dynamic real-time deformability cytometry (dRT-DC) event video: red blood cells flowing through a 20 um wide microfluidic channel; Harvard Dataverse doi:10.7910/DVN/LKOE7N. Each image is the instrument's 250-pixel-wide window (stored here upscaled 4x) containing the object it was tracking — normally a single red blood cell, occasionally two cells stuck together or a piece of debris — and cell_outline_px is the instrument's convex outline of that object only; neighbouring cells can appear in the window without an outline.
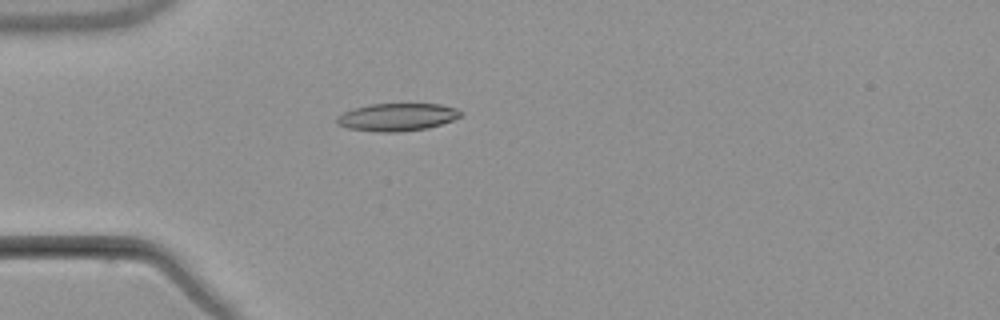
{"species": "common noctule bat (a hibernating species)", "species_latin": "Nyctalus noctula", "temperature_condition": "warm", "stored_images_in_passage": 2, "camera_frame_rate_fps": 3000, "um_per_image_px": 0.085, "animal": {"sex": "male", "body_mass_g": 21.5, "forearm_length_mm": 52.0}, "frame": {"image": 1, "passage_image": 2, "time_ms": 1.333, "image_size_px": [1000, 320], "cell_outline_px": [[464, 112], [460, 116], [452, 120], [428, 128], [400, 132], [380, 132], [348, 128], [336, 124], [336, 116], [352, 108], [368, 104], [440, 104], [456, 108]], "centroid_in_image_um": [33.73, 9.95], "position_along_channel_um": 51.3, "area_um2": 20.06}}